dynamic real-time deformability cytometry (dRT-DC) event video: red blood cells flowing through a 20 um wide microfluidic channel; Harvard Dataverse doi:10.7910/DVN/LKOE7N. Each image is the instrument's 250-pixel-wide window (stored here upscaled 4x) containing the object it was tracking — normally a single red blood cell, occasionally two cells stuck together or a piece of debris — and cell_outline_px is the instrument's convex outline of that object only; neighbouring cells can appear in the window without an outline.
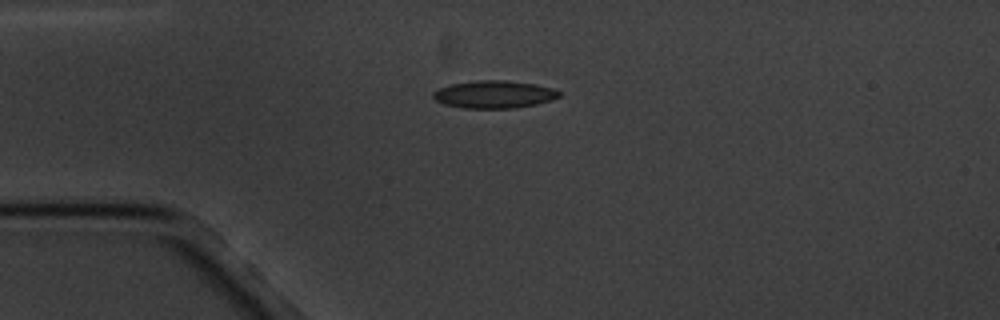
{"species": "common noctule bat (a hibernating species)", "species_latin": "Nyctalus noctula", "temperature_condition": "cold", "stored_images_in_passage": 6, "camera_frame_rate_fps": 3000, "um_per_image_px": 0.085, "animal": {"sex": "male", "body_mass_g": 20.1, "forearm_length_mm": 53.5}, "frame": {"image": 1, "passage_image": 3, "time_ms": 2.333, "image_size_px": [1000, 320], "cell_outline_px": [[560, 96], [552, 100], [536, 104], [512, 108], [460, 108], [444, 104], [436, 100], [432, 96], [432, 92], [440, 88], [452, 84], [476, 80], [504, 80], [536, 84], [552, 88], [560, 92]], "centroid_in_image_um": [41.99, 8.02], "position_along_channel_um": 43.0, "area_um2": 20.23}}
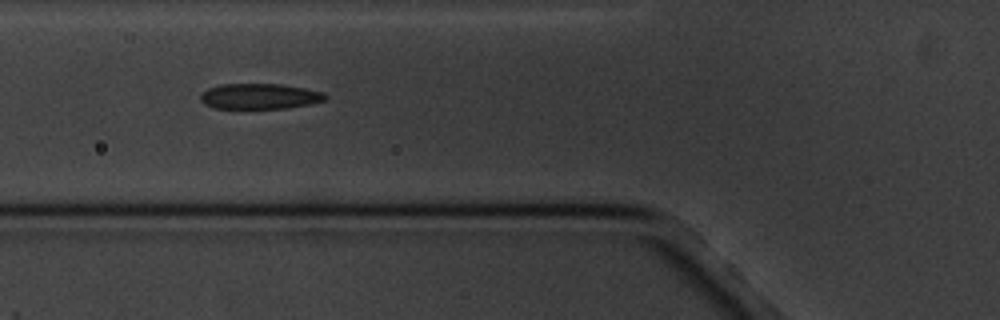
{"frame": {"image": 2, "passage_image": 5, "time_ms": 4.667, "image_size_px": [1000, 320], "cell_outline_px": [[328, 96], [324, 100], [308, 104], [284, 108], [212, 108], [204, 104], [200, 100], [200, 96], [208, 88], [220, 84], [280, 84], [304, 88], [324, 92]], "centroid_in_image_um": [22.04, 8.18], "position_along_channel_um": 103.8, "area_um2": 18.44}}
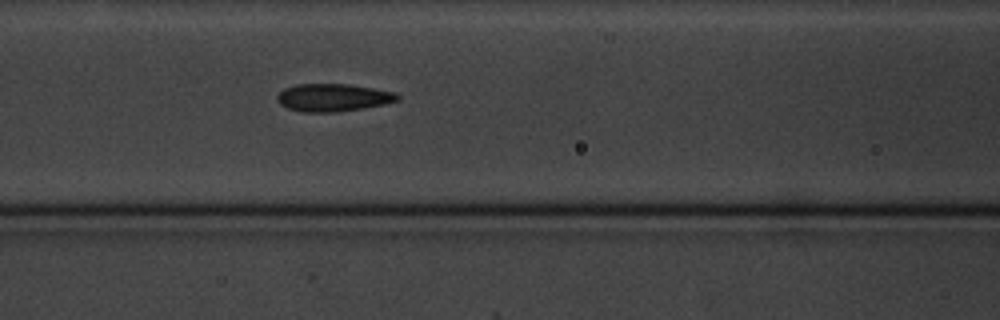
{"frame": {"image": 3, "passage_image": 6, "time_ms": 5.667, "image_size_px": [1000, 320], "cell_outline_px": [[400, 100], [384, 104], [336, 112], [300, 112], [288, 108], [280, 104], [276, 100], [276, 96], [284, 88], [296, 84], [348, 84], [396, 92], [400, 96]], "centroid_in_image_um": [28.29, 8.29], "position_along_channel_um": 138.3, "area_um2": 19.42}}